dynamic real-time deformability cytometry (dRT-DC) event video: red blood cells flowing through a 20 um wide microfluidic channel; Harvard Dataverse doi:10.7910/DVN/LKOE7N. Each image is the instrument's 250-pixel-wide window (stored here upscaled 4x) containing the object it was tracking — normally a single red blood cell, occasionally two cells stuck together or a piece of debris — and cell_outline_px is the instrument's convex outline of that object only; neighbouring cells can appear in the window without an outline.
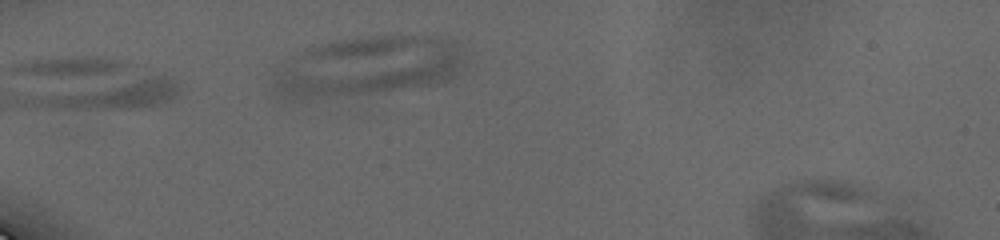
{"species": "human", "species_latin": "Homo sapiens", "temperature_condition": "cold", "stored_images_in_passage": 12, "camera_frame_rate_fps": 3000, "um_per_image_px": 0.085, "donor": {"sex": "male"}, "frame": {"image": 1, "passage_image": 1, "time_ms": 0.0, "image_size_px": [1000, 240], "cell_outline_px": [[464, 68], [452, 80], [436, 84], [304, 104], [292, 104], [276, 96], [272, 88], [272, 72], [280, 64], [304, 48], [332, 40], [368, 36], [440, 36], [452, 40], [460, 44], [464, 48]], "centroid_in_image_um": [31.14, 5.72], "position_along_channel_um": 53.9, "area_um2": 70.57}}